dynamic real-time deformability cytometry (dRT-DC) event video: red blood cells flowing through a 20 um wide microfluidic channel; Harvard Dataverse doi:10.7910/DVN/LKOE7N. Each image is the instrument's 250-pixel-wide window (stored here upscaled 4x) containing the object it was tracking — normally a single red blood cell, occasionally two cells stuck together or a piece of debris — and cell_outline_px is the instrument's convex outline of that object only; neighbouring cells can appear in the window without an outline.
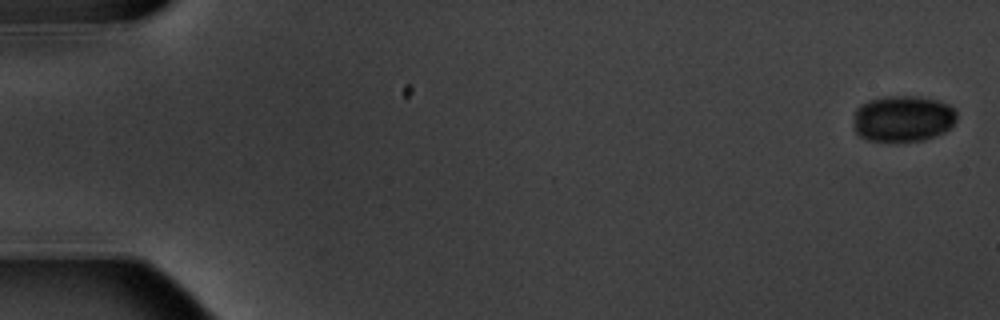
{"species": "common noctule bat (a hibernating species)", "species_latin": "Nyctalus noctula", "temperature_condition": "warm", "stored_images_in_passage": 8, "camera_frame_rate_fps": 3000, "um_per_image_px": 0.085, "animal": {"sex": "male", "body_mass_g": 20.1, "forearm_length_mm": 53.5}, "frame": {"image": 1, "passage_image": 1, "time_ms": 0.0, "image_size_px": [1000, 320], "cell_outline_px": [[956, 120], [944, 132], [924, 140], [868, 140], [860, 136], [856, 132], [852, 124], [856, 108], [860, 104], [868, 100], [884, 96], [916, 96], [940, 100], [956, 108]], "centroid_in_image_um": [76.74, 10.05], "position_along_channel_um": 8.3, "area_um2": 27.92}}
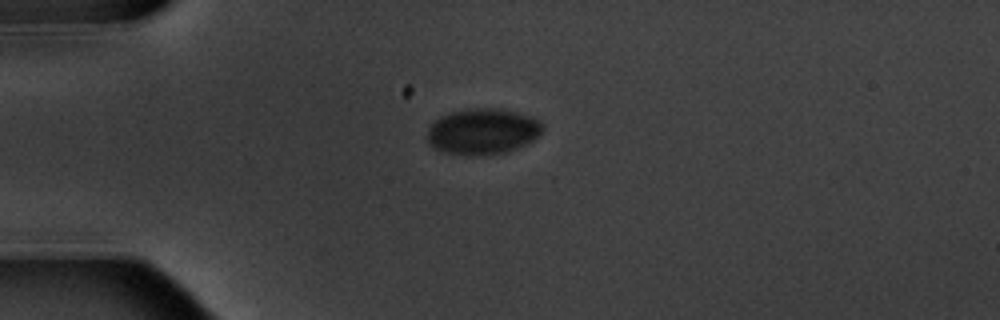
{"frame": {"image": 2, "passage_image": 5, "time_ms": 4.667, "image_size_px": [1000, 320], "cell_outline_px": [[544, 132], [528, 144], [520, 148], [504, 152], [472, 156], [468, 156], [444, 152], [432, 148], [428, 144], [428, 128], [432, 120], [440, 116], [452, 112], [468, 108], [500, 108], [532, 116], [540, 120], [544, 128]], "centroid_in_image_um": [41.04, 11.17], "position_along_channel_um": 44.0, "area_um2": 31.5}}